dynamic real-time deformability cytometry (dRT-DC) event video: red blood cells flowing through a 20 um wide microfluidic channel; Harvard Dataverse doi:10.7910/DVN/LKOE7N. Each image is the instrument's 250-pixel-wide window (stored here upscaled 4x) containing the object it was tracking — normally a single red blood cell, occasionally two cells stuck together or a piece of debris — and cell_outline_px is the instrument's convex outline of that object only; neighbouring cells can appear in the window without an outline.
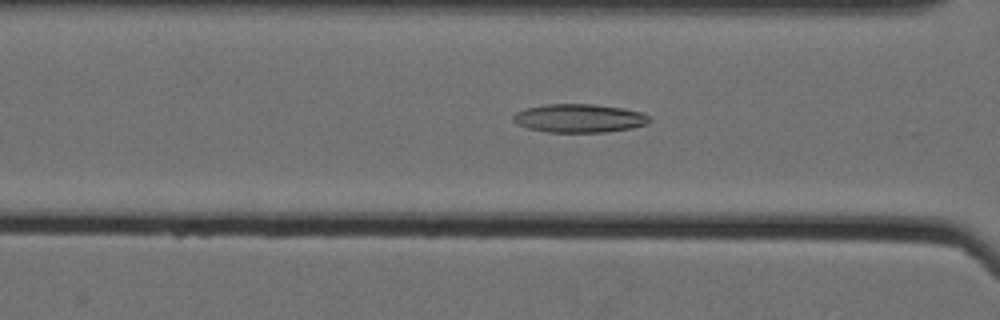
{"species": "Egyptian fruit bat (a non-hibernating species)", "species_latin": "Rousettus aegyptiacus", "temperature_condition": "cold", "stored_images_in_passage": 54, "camera_frame_rate_fps": 3000, "um_per_image_px": 0.085, "animal": {"sex": "female"}, "frame": {"image": 1, "passage_image": 22, "time_ms": 7.0, "image_size_px": [1000, 320], "cell_outline_px": [[652, 120], [648, 124], [632, 128], [604, 132], [548, 132], [528, 128], [516, 124], [512, 120], [512, 116], [516, 112], [524, 108], [544, 104], [592, 104], [624, 108], [640, 112], [648, 116]], "centroid_in_image_um": [49.21, 10.05], "position_along_channel_um": 117.4, "area_um2": 22.77}}
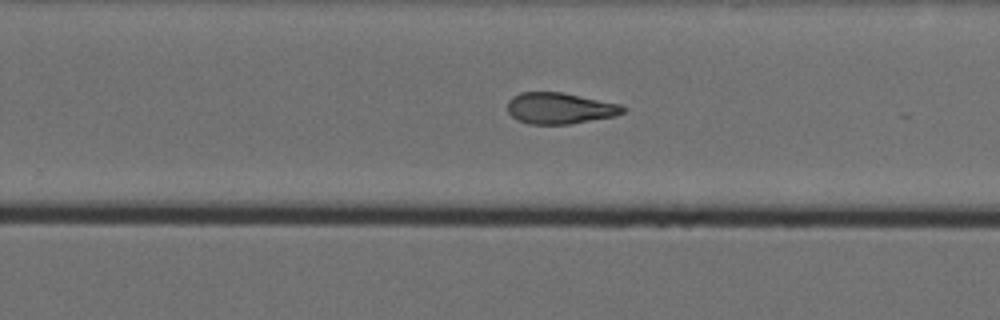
{"frame": {"image": 2, "passage_image": 36, "time_ms": 11.667, "image_size_px": [1000, 320], "cell_outline_px": [[628, 108], [624, 112], [616, 116], [572, 124], [528, 124], [516, 120], [508, 112], [508, 100], [512, 96], [520, 92], [560, 92], [620, 104]], "centroid_in_image_um": [47.58, 9.21], "position_along_channel_um": 282.2, "area_um2": 21.15}}
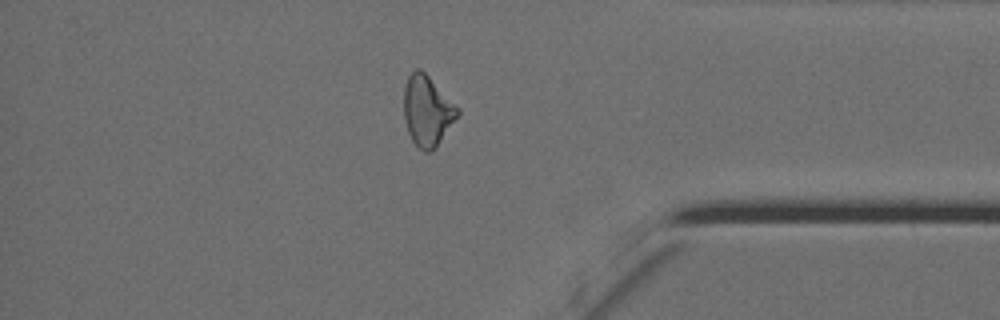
{"frame": {"image": 3, "passage_image": 47, "time_ms": 15.333, "image_size_px": [1000, 320], "cell_outline_px": [[460, 112], [436, 148], [432, 152], [424, 152], [412, 140], [408, 132], [404, 116], [404, 88], [408, 76], [416, 68], [420, 68], [460, 108]], "centroid_in_image_um": [36.32, 9.43], "position_along_channel_um": 398.9, "area_um2": 21.91}, "authors_computed_cell_mechanics": {"area_um2": 22.1663, "velocity_mm_per_s": 3.5398, "shape_relaxation_time_tau1_ms": 9.1694, "shape_relaxation_time_tau2_ms": 4.5954, "deformation_change_tau1": 0.2159, "deformation_change_tau2": 0.1303}}